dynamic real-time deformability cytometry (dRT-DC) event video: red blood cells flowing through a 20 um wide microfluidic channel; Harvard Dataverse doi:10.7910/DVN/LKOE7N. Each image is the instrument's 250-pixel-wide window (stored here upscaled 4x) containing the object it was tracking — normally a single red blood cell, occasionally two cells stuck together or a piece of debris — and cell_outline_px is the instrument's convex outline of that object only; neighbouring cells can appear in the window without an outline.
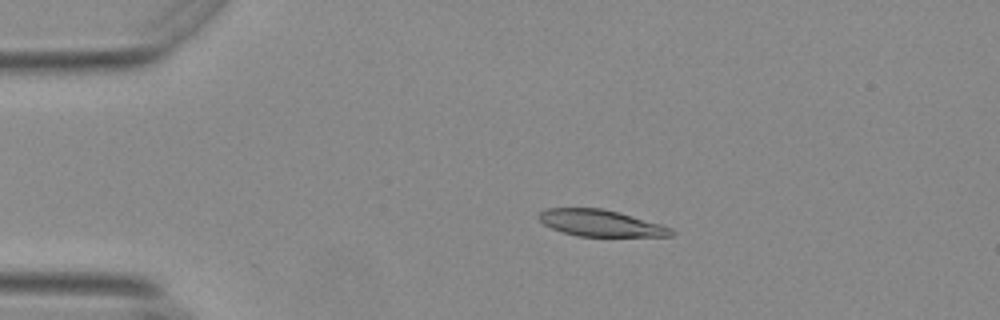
{"species": "Egyptian fruit bat (a non-hibernating species)", "species_latin": "Rousettus aegyptiacus", "temperature_condition": "warm", "stored_images_in_passage": 56, "camera_frame_rate_fps": 3000, "um_per_image_px": 0.085, "animal": {"sex": "female"}, "frame": {"image": 1, "passage_image": 12, "time_ms": 3.667, "image_size_px": [1000, 320], "cell_outline_px": [[676, 232], [672, 236], [576, 236], [552, 228], [544, 224], [536, 216], [544, 208], [600, 208], [616, 212], [660, 224], [672, 228]], "centroid_in_image_um": [51.02, 18.97], "position_along_channel_um": 34.0, "area_um2": 20.23}}
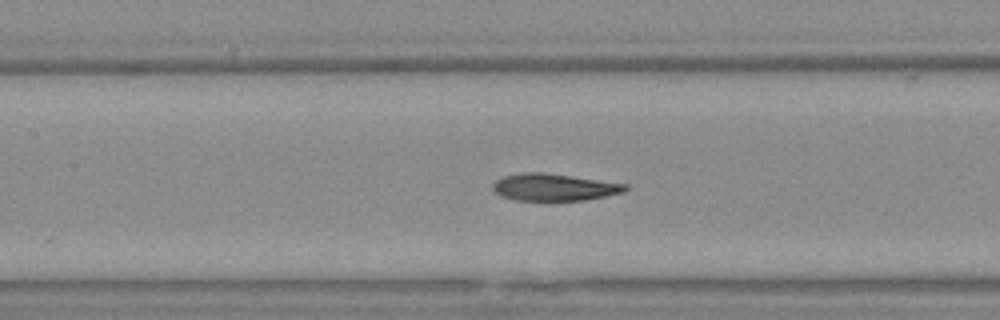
{"frame": {"image": 2, "passage_image": 26, "time_ms": 8.333, "image_size_px": [1000, 320], "cell_outline_px": [[628, 188], [624, 192], [584, 200], [552, 204], [548, 204], [512, 200], [500, 196], [492, 188], [492, 184], [496, 180], [504, 176], [524, 172], [544, 172], [628, 184]], "centroid_in_image_um": [47.05, 15.97], "position_along_channel_um": 160.3, "area_um2": 21.96}}
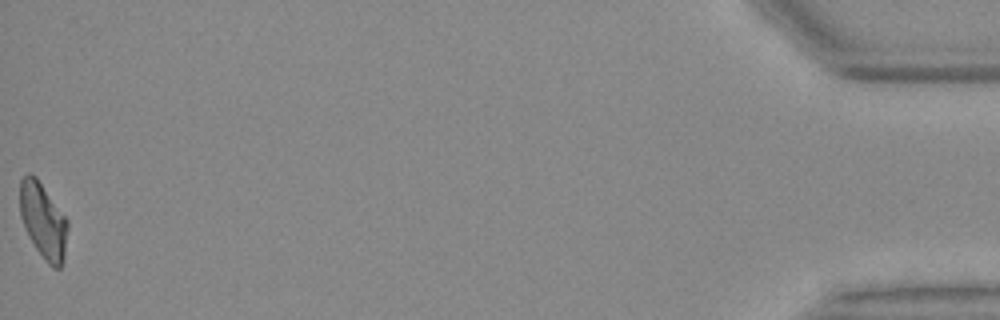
{"frame": {"image": 3, "passage_image": 56, "time_ms": 18.333, "image_size_px": [1000, 320], "cell_outline_px": [[68, 228], [64, 260], [60, 268], [52, 268], [44, 260], [28, 236], [20, 216], [20, 180], [28, 172], [36, 176], [68, 220]], "centroid_in_image_um": [3.68, 18.77], "position_along_channel_um": 431.5, "area_um2": 21.15}, "authors_computed_cell_mechanics": {"area_um2": 21.386, "velocity_mm_per_s": 3.7023, "shape_relaxation_time_tau1_ms": 5.241, "shape_relaxation_time_tau2_ms": 3.2926, "deformation_change_tau1": 0.1875, "deformation_change_tau2": 0.1001}}